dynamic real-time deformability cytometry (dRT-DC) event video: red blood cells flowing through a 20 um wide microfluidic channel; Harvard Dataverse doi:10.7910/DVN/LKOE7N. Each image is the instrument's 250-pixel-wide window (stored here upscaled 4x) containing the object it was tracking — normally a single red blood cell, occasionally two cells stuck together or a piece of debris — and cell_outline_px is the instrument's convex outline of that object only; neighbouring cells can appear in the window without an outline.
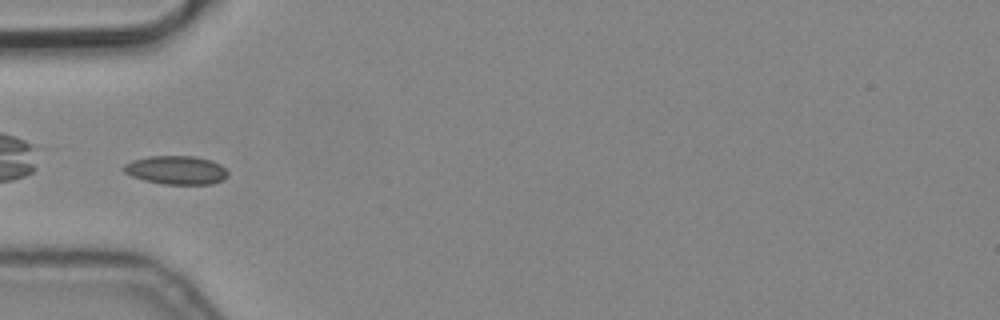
{"species": "common noctule bat (a hibernating species)", "species_latin": "Nyctalus noctula", "temperature_condition": "cold", "stored_images_in_passage": 10, "camera_frame_rate_fps": 3000, "um_per_image_px": 0.085, "animal": {"sex": "male", "body_mass_g": 19.2, "forearm_length_mm": 51.8}, "frame": {"image": 1, "passage_image": 5, "time_ms": 1.333, "image_size_px": [1000, 320], "cell_outline_px": [[228, 176], [224, 180], [212, 184], [164, 184], [144, 180], [132, 176], [124, 172], [120, 168], [124, 164], [132, 160], [148, 156], [196, 156], [212, 160], [220, 164], [228, 172]], "centroid_in_image_um": [14.98, 14.45], "position_along_channel_um": 70.0, "area_um2": 17.57}}
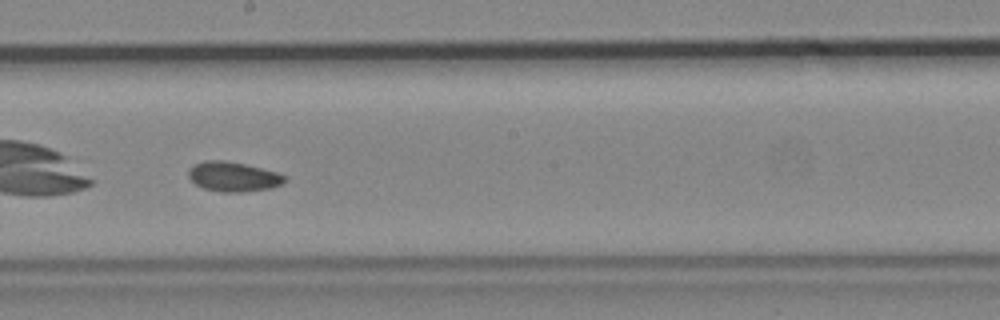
{"frame": {"image": 2, "passage_image": 9, "time_ms": 2.667, "image_size_px": [1000, 320], "cell_outline_px": [[284, 184], [272, 188], [240, 192], [220, 192], [204, 188], [196, 184], [188, 176], [188, 172], [196, 164], [208, 160], [224, 160], [244, 164], [276, 172], [284, 176]], "centroid_in_image_um": [19.84, 15.03], "position_along_channel_um": 228.4, "area_um2": 16.36}}
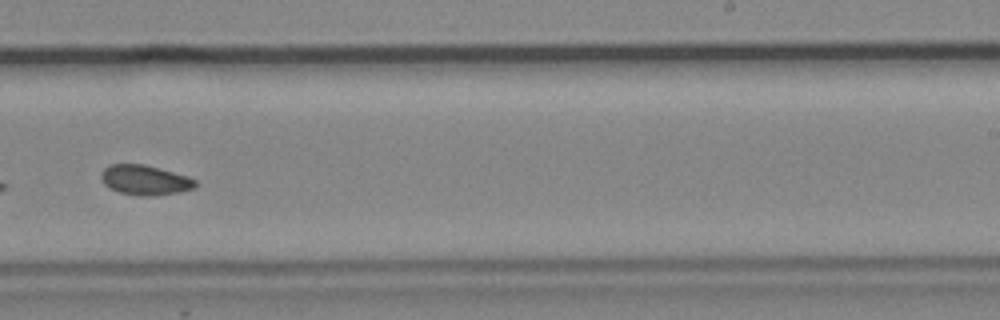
{"frame": {"image": 3, "passage_image": 10, "time_ms": 3.0, "image_size_px": [1000, 320], "cell_outline_px": [[196, 184], [192, 188], [180, 192], [152, 196], [140, 196], [120, 192], [108, 188], [104, 184], [100, 176], [104, 168], [112, 164], [144, 164], [172, 172], [196, 180]], "centroid_in_image_um": [12.27, 15.31], "position_along_channel_um": 276.7, "area_um2": 16.18}}